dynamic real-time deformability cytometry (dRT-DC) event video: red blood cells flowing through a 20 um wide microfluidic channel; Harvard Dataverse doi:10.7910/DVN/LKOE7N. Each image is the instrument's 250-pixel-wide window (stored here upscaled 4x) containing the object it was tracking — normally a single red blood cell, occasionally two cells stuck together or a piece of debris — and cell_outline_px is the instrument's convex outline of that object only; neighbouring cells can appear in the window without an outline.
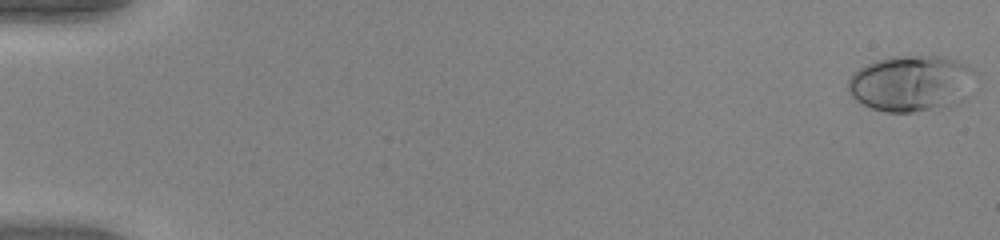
{"species": "human", "species_latin": "Homo sapiens", "temperature_condition": "warm", "stored_images_in_passage": 52, "camera_frame_rate_fps": 3000, "um_per_image_px": 0.085, "donor": {"sex": "female"}, "frame": {"image": 1, "passage_image": 1, "time_ms": 0.0, "image_size_px": [1000, 240], "cell_outline_px": [[972, 72], [948, 104], [912, 112], [884, 112], [872, 108], [856, 100], [848, 92], [848, 76], [860, 68], [876, 60], [892, 56], [944, 56], [968, 64], [972, 68]], "centroid_in_image_um": [77.2, 7.03], "position_along_channel_um": 7.8, "area_um2": 39.42}}
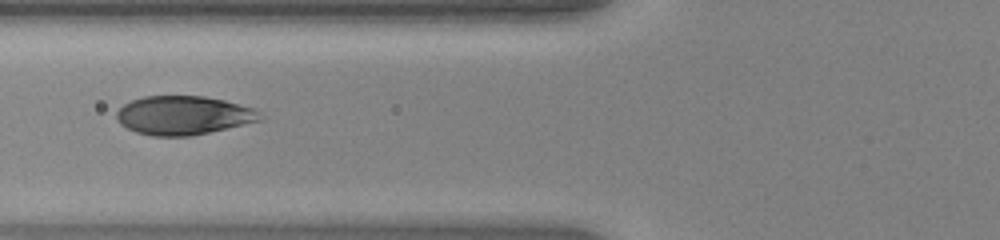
{"frame": {"image": 2, "passage_image": 22, "time_ms": 7.0, "image_size_px": [1000, 240], "cell_outline_px": [[264, 120], [192, 136], [152, 136], [136, 132], [120, 124], [116, 120], [116, 112], [124, 104], [132, 100], [144, 96], [204, 96], [224, 100], [252, 108], [260, 112]], "centroid_in_image_um": [15.59, 9.81], "position_along_channel_um": 110.2, "area_um2": 32.54}}
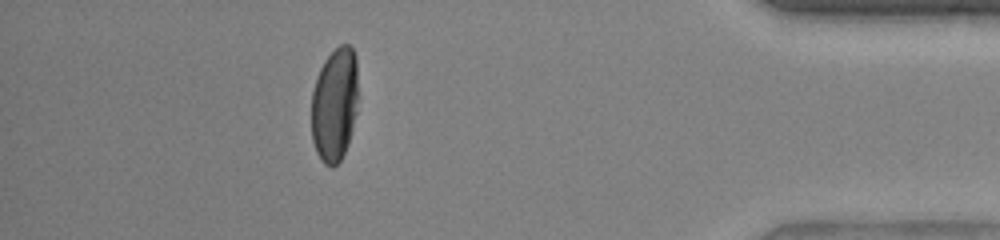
{"frame": {"image": 3, "passage_image": 47, "time_ms": 15.333, "image_size_px": [1000, 240], "cell_outline_px": [[356, 112], [348, 144], [340, 160], [332, 168], [324, 164], [320, 160], [316, 152], [312, 140], [312, 92], [320, 68], [324, 60], [340, 44], [348, 44], [352, 48], [356, 56]], "centroid_in_image_um": [28.42, 8.91], "position_along_channel_um": 406.8, "area_um2": 30.81}, "authors_computed_cell_mechanics": {"area_um2": 34.6222, "velocity_mm_per_s": 4.0478, "shape_relaxation_time_tau1_ms": 4.435, "shape_relaxation_time_tau2_ms": null, "deformation_change_tau1": 0.2136, "deformation_change_tau2": null}}